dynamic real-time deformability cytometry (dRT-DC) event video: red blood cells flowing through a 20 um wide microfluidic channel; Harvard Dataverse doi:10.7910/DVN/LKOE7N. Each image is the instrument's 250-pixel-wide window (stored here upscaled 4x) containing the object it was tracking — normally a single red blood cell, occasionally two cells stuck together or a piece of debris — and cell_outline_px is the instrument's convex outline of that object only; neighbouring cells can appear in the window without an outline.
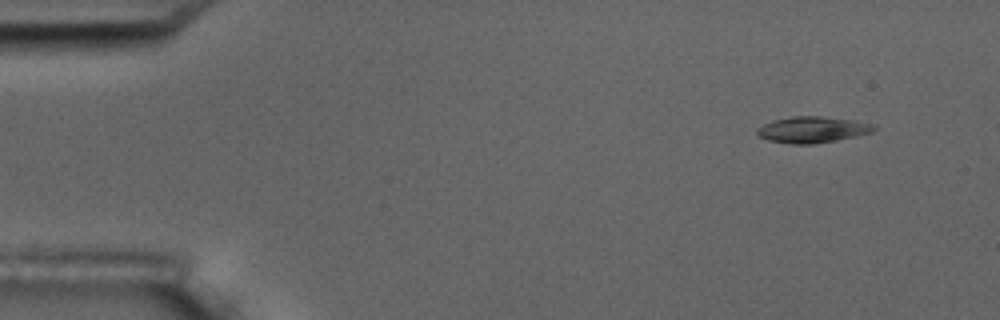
{"species": "common noctule bat (a hibernating species)", "species_latin": "Nyctalus noctula", "temperature_condition": "room temperature", "stored_images_in_passage": 3, "camera_frame_rate_fps": 3000, "um_per_image_px": 0.085, "animal": {"sex": "male", "body_mass_g": 17.5, "forearm_length_mm": 52.3}, "frame": {"image": 1, "passage_image": 1, "time_ms": 0.0, "image_size_px": [1000, 320], "cell_outline_px": [[876, 128], [872, 132], [856, 136], [816, 144], [788, 144], [768, 140], [760, 136], [756, 132], [756, 128], [772, 120], [792, 116], [820, 116], [856, 120], [876, 124]], "centroid_in_image_um": [69.07, 11.01], "position_along_channel_um": 15.9, "area_um2": 18.03}}
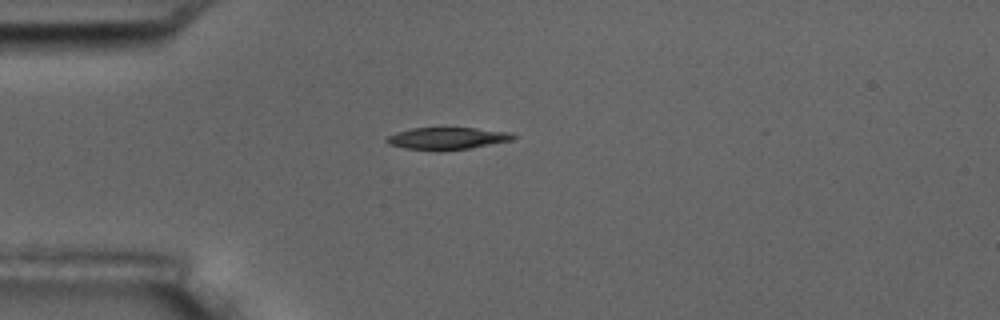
{"frame": {"image": 2, "passage_image": 3, "time_ms": 3.333, "image_size_px": [1000, 320], "cell_outline_px": [[516, 136], [512, 140], [472, 148], [440, 152], [436, 152], [404, 148], [388, 144], [384, 140], [388, 136], [396, 132], [412, 128], [476, 128], [512, 132]], "centroid_in_image_um": [37.99, 11.78], "position_along_channel_um": 47.0, "area_um2": 16.7}}